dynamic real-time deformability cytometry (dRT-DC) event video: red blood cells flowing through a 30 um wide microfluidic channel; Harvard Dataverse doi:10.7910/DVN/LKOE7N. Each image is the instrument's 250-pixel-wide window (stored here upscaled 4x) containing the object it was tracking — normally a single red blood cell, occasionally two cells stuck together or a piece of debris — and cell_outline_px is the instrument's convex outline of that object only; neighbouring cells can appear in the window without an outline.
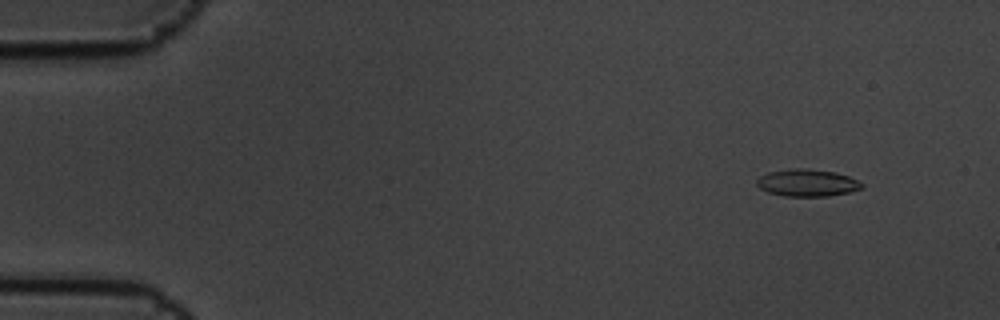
{"species": "common noctule bat (a hibernating species)", "species_latin": "Nyctalus noctula", "temperature_condition": "cold", "stored_images_in_passage": 7, "camera_frame_rate_fps": 3000, "um_per_image_px": 0.085, "animal": {"sex": "male", "body_mass_g": 19.5, "forearm_length_mm": 54.6}, "frame": {"image": 1, "passage_image": 2, "time_ms": 0.333, "image_size_px": [1000, 320], "cell_outline_px": [[864, 188], [848, 192], [828, 196], [784, 196], [768, 192], [760, 188], [756, 184], [756, 180], [760, 176], [768, 172], [788, 168], [808, 168], [836, 172], [848, 176], [864, 184]], "centroid_in_image_um": [68.6, 15.53], "position_along_channel_um": 16.4, "area_um2": 16.76}}
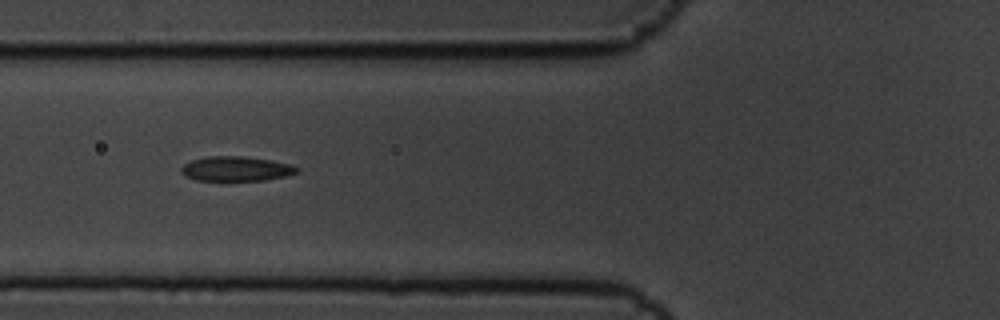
{"frame": {"image": 2, "passage_image": 6, "time_ms": 1.667, "image_size_px": [1000, 320], "cell_outline_px": [[300, 172], [284, 176], [264, 180], [196, 180], [184, 176], [180, 172], [180, 168], [184, 164], [192, 160], [208, 156], [240, 156], [272, 160], [288, 164], [300, 168]], "centroid_in_image_um": [20.05, 14.34], "position_along_channel_um": 105.8, "area_um2": 16.59}}
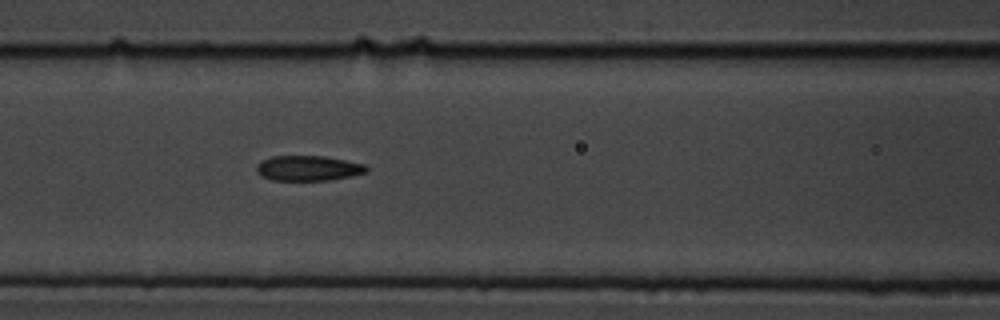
{"frame": {"image": 3, "passage_image": 7, "time_ms": 2.0, "image_size_px": [1000, 320], "cell_outline_px": [[368, 172], [352, 176], [328, 180], [272, 180], [260, 176], [256, 172], [256, 164], [272, 156], [324, 156], [364, 164], [368, 168]], "centroid_in_image_um": [26.18, 14.3], "position_along_channel_um": 140.4, "area_um2": 16.13}}